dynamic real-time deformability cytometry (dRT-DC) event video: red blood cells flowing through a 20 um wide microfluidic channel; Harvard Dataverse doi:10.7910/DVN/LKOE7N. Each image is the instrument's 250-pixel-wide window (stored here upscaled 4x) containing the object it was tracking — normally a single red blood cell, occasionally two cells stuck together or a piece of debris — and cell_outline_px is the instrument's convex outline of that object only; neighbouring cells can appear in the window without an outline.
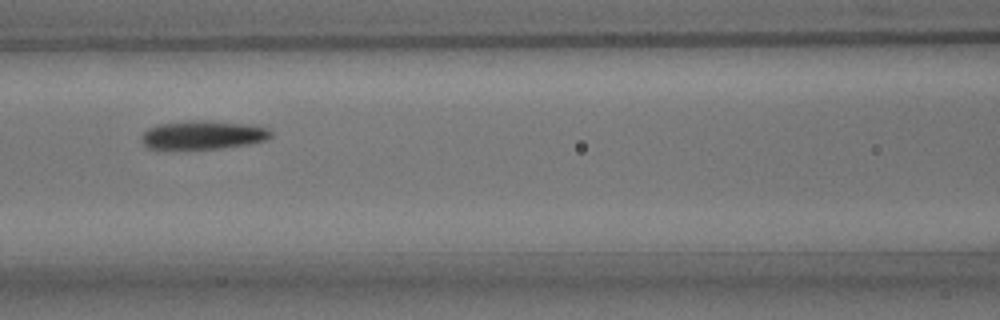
{"species": "common noctule bat (a hibernating species)", "species_latin": "Nyctalus noctula", "temperature_condition": "room temperature", "stored_images_in_passage": 3, "camera_frame_rate_fps": 3000, "um_per_image_px": 0.085, "animal": {"sex": "male", "body_mass_g": 15.6}, "frame": {"image": 1, "passage_image": 3, "time_ms": 2.333, "image_size_px": [1000, 320], "cell_outline_px": [[272, 136], [264, 140], [248, 144], [220, 148], [148, 148], [144, 144], [140, 136], [148, 128], [160, 124], [196, 120], [204, 120], [256, 124], [268, 128], [272, 132]], "centroid_in_image_um": [17.31, 11.45], "position_along_channel_um": 149.3, "area_um2": 21.44}}